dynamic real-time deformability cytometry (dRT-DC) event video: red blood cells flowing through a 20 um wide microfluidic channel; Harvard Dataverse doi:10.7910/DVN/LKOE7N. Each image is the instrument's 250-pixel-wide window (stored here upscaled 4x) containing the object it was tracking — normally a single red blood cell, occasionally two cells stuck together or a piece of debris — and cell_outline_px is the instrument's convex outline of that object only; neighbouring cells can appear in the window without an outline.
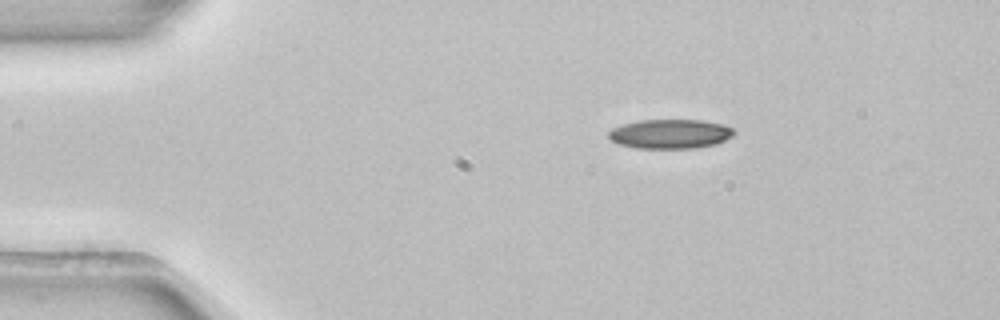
{"species": "common noctule bat (a hibernating species)", "species_latin": "Nyctalus noctula", "temperature_condition": "room temperature", "stored_images_in_passage": 44, "camera_frame_rate_fps": 3000, "um_per_image_px": 0.085, "animal": {"sex": "female", "body_mass_g": 22.7, "forearm_length_mm": 54.2}, "frame": {"image": 1, "passage_image": 1, "time_ms": 0.0, "image_size_px": [1000, 320], "cell_outline_px": [[736, 132], [732, 136], [716, 144], [696, 148], [636, 148], [616, 144], [608, 136], [608, 132], [612, 128], [624, 124], [640, 120], [700, 120], [724, 124], [732, 128]], "centroid_in_image_um": [56.96, 11.38], "position_along_channel_um": 28.0, "area_um2": 21.5}}
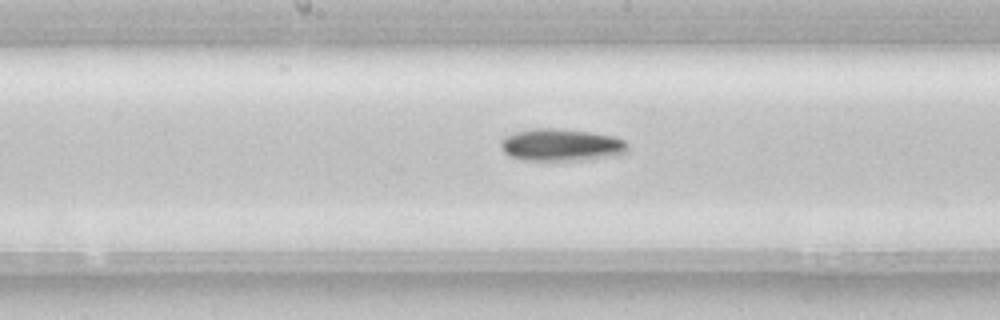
{"frame": {"image": 2, "passage_image": 19, "time_ms": 6.0, "image_size_px": [1000, 320], "cell_outline_px": [[628, 152], [616, 156], [592, 160], [524, 160], [508, 156], [504, 152], [500, 144], [500, 140], [504, 136], [512, 132], [532, 128], [552, 128], [592, 132], [612, 136], [624, 140], [628, 144]], "centroid_in_image_um": [47.71, 12.32], "position_along_channel_um": 200.5, "area_um2": 24.33}}
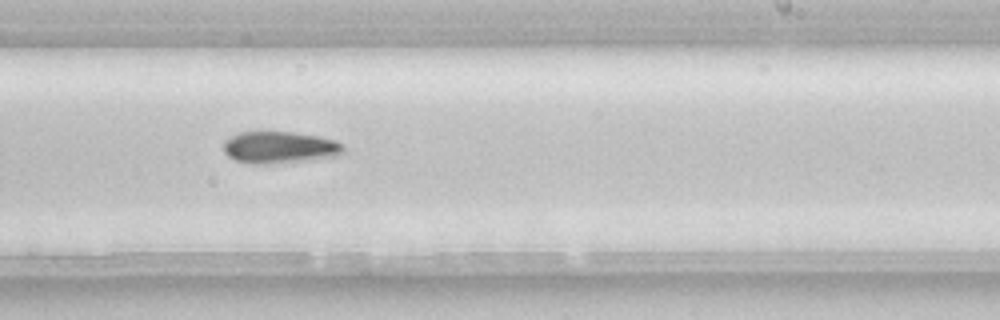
{"frame": {"image": 3, "passage_image": 24, "time_ms": 7.667, "image_size_px": [1000, 320], "cell_outline_px": [[344, 152], [340, 156], [308, 160], [264, 164], [252, 164], [236, 160], [228, 156], [224, 152], [224, 140], [228, 136], [240, 132], [296, 132], [320, 136], [336, 140], [344, 144]], "centroid_in_image_um": [23.8, 12.52], "position_along_channel_um": 265.2, "area_um2": 22.6}, "authors_computed_cell_mechanics": {"area_um2": 22.1085, "velocity_mm_per_s": 3.9123, "shape_relaxation_time_tau1_ms": 4.6928, "shape_relaxation_time_tau2_ms": null, "deformation_change_tau1": 0.1056, "deformation_change_tau2": null}}